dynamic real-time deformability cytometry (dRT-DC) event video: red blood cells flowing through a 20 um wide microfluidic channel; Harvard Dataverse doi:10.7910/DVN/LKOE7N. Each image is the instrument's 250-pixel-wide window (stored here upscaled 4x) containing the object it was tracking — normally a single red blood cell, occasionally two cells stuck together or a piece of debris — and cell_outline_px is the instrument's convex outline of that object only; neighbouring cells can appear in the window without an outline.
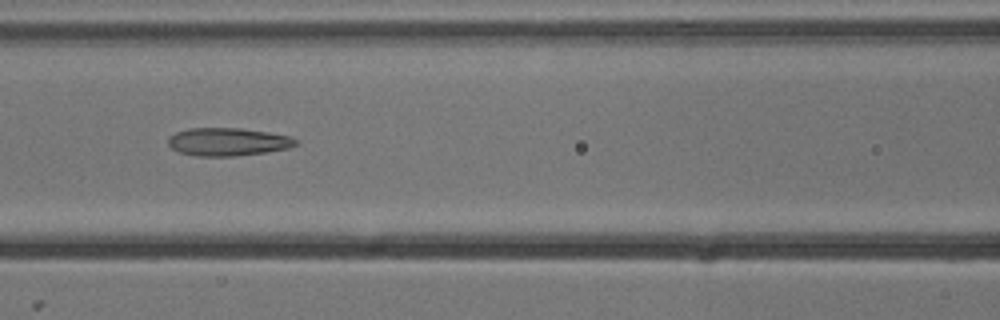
{"species": "common noctule bat (a hibernating species)", "species_latin": "Nyctalus noctula", "temperature_condition": "cold", "stored_images_in_passage": 9, "camera_frame_rate_fps": 3000, "um_per_image_px": 0.085, "animal": {"sex": "male", "body_mass_g": 13.3}, "frame": {"image": 1, "passage_image": 7, "time_ms": 2.0, "image_size_px": [1000, 320], "cell_outline_px": [[296, 144], [288, 148], [264, 152], [236, 156], [196, 156], [180, 152], [172, 148], [168, 144], [168, 136], [176, 132], [188, 128], [240, 128], [268, 132], [292, 136], [296, 140]], "centroid_in_image_um": [19.34, 12.05], "position_along_channel_um": 147.3, "area_um2": 20.75}}
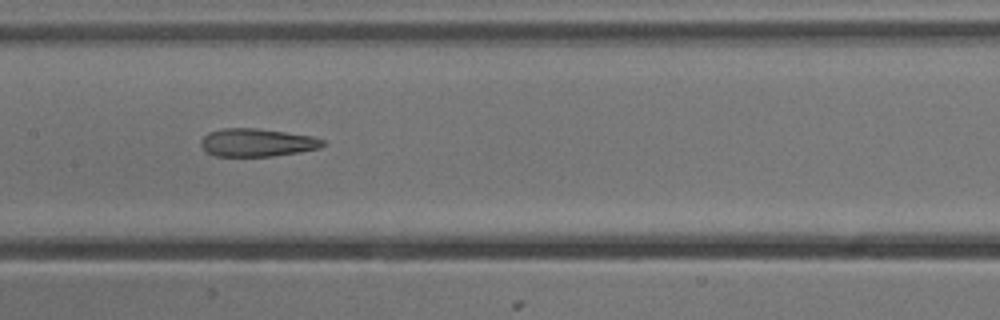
{"frame": {"image": 2, "passage_image": 8, "time_ms": 2.333, "image_size_px": [1000, 320], "cell_outline_px": [[324, 144], [320, 148], [300, 152], [272, 156], [216, 156], [208, 152], [200, 144], [200, 140], [208, 132], [224, 128], [256, 128], [312, 136], [324, 140]], "centroid_in_image_um": [21.84, 12.11], "position_along_channel_um": 185.6, "area_um2": 19.77}}
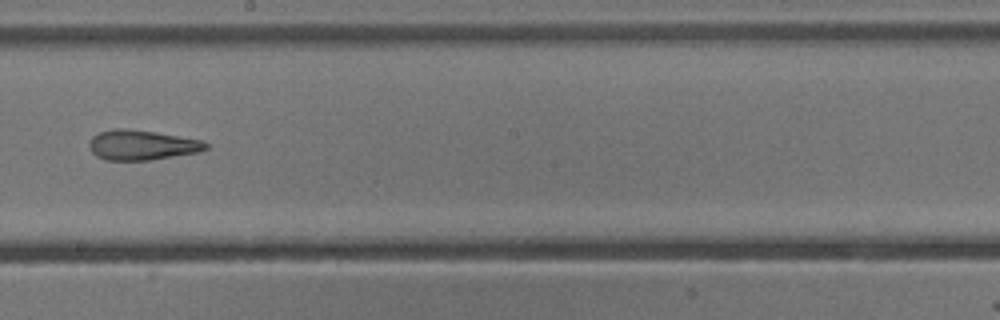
{"frame": {"image": 3, "passage_image": 9, "time_ms": 2.667, "image_size_px": [1000, 320], "cell_outline_px": [[208, 148], [196, 152], [148, 160], [108, 160], [96, 156], [92, 152], [88, 144], [88, 140], [92, 136], [100, 132], [112, 128], [128, 128], [156, 132], [200, 140], [208, 144]], "centroid_in_image_um": [11.99, 12.31], "position_along_channel_um": 236.2, "area_um2": 20.23}}